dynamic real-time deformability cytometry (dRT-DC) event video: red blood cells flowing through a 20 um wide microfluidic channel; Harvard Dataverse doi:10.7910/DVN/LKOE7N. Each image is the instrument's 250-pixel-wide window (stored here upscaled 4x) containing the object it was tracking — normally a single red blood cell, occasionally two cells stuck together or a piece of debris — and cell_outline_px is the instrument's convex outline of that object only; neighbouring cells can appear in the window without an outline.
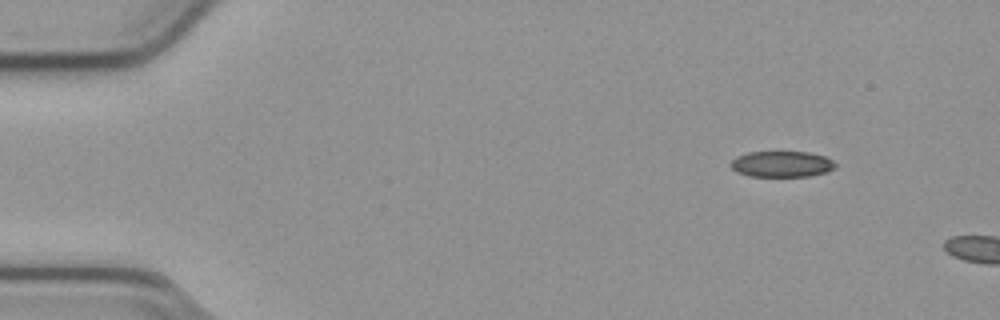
{"species": "common noctule bat (a hibernating species)", "species_latin": "Nyctalus noctula", "temperature_condition": "cold", "stored_images_in_passage": 4, "camera_frame_rate_fps": 3000, "um_per_image_px": 0.085, "animal": {"sex": "male", "body_mass_g": 23.1, "forearm_length_mm": 52.7}, "frame": {"image": 1, "passage_image": 1, "time_ms": 0.0, "image_size_px": [1000, 320], "cell_outline_px": [[836, 168], [824, 172], [808, 176], [748, 176], [736, 172], [728, 164], [736, 156], [748, 152], [808, 152], [824, 156], [832, 160], [836, 164]], "centroid_in_image_um": [66.41, 13.94], "position_along_channel_um": 18.6, "area_um2": 15.84}}